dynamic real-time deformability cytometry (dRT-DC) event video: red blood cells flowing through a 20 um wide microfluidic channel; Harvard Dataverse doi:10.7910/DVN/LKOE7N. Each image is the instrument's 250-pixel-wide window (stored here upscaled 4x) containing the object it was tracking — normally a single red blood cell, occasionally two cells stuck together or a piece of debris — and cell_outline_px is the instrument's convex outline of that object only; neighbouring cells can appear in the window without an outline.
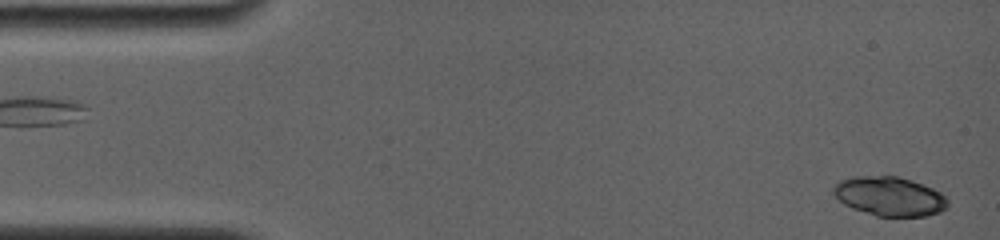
{"species": "common noctule bat (a hibernating species)", "species_latin": "Nyctalus noctula", "temperature_condition": "room temperature", "stored_images_in_passage": 5, "camera_frame_rate_fps": 4000, "um_per_image_px": 0.085, "animal": {"sex": "female", "body_mass_g": 19.0, "forearm_length_mm": 56.7}, "frame": {"image": 1, "passage_image": 1, "time_ms": 0.0, "image_size_px": [1000, 240], "cell_outline_px": [[948, 208], [940, 212], [924, 216], [876, 216], [852, 208], [844, 204], [832, 192], [832, 188], [840, 180], [852, 176], [896, 176], [912, 180], [924, 184], [940, 192], [948, 200]], "centroid_in_image_um": [75.62, 16.68], "position_along_channel_um": 9.4, "area_um2": 26.18}}
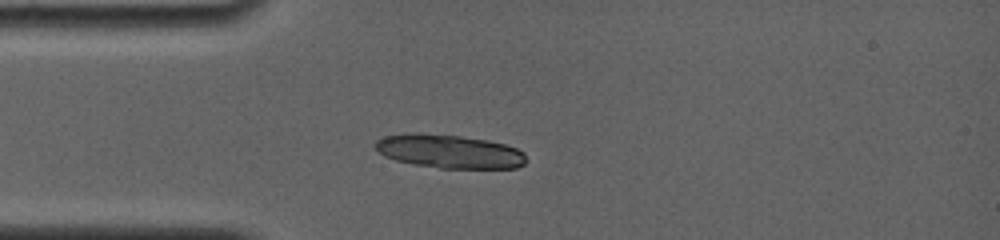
{"frame": {"image": 2, "passage_image": 5, "time_ms": 3.75, "image_size_px": [1000, 240], "cell_outline_px": [[528, 160], [524, 164], [516, 168], [440, 168], [412, 164], [396, 160], [384, 156], [372, 144], [376, 140], [384, 136], [412, 132], [456, 136], [488, 140], [504, 144], [516, 148], [524, 152]], "centroid_in_image_um": [38.19, 12.87], "position_along_channel_um": 46.8, "area_um2": 29.59}}